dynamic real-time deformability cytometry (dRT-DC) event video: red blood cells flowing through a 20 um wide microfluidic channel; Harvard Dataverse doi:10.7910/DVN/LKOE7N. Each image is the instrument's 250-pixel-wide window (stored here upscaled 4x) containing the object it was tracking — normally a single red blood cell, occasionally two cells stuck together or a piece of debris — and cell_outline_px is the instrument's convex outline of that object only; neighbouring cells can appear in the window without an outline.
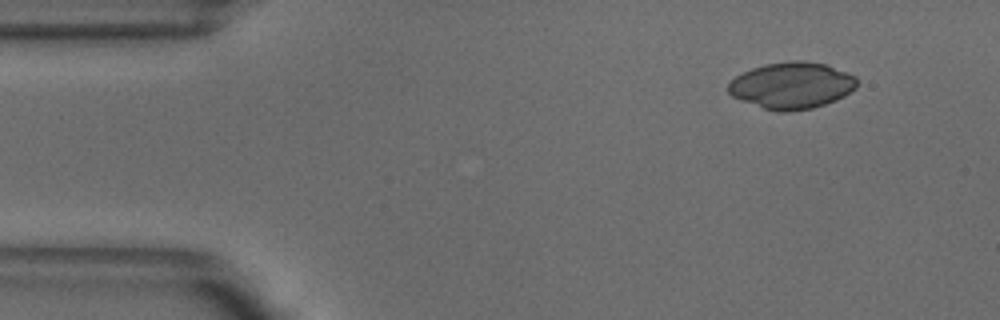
{"species": "common noctule bat (a hibernating species)", "species_latin": "Nyctalus noctula", "temperature_condition": "warm", "stored_images_in_passage": 47, "camera_frame_rate_fps": 3000, "um_per_image_px": 0.085, "animal": {"sex": "male", "body_mass_g": 18.8}, "frame": {"image": 1, "passage_image": 1, "time_ms": 0.0, "image_size_px": [1000, 320], "cell_outline_px": [[856, 88], [844, 96], [836, 100], [812, 108], [788, 112], [776, 112], [740, 100], [732, 96], [728, 92], [728, 84], [736, 76], [752, 68], [764, 64], [792, 60], [804, 60], [828, 64], [848, 72], [856, 76]], "centroid_in_image_um": [67.32, 7.25], "position_along_channel_um": 17.7, "area_um2": 35.14}}
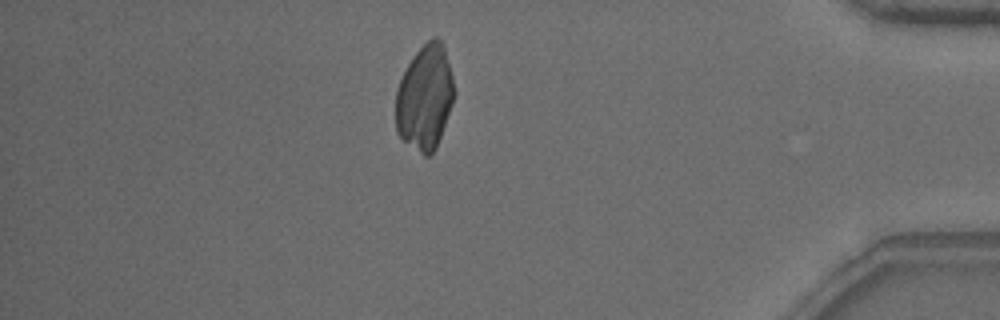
{"frame": {"image": 2, "passage_image": 40, "time_ms": 13.0, "image_size_px": [1000, 320], "cell_outline_px": [[456, 96], [436, 148], [428, 156], [424, 156], [404, 140], [396, 132], [396, 88], [412, 56], [432, 36], [436, 36], [440, 40], [444, 48], [452, 76], [456, 92]], "centroid_in_image_um": [36.13, 8.28], "position_along_channel_um": 399.1, "area_um2": 35.78}}
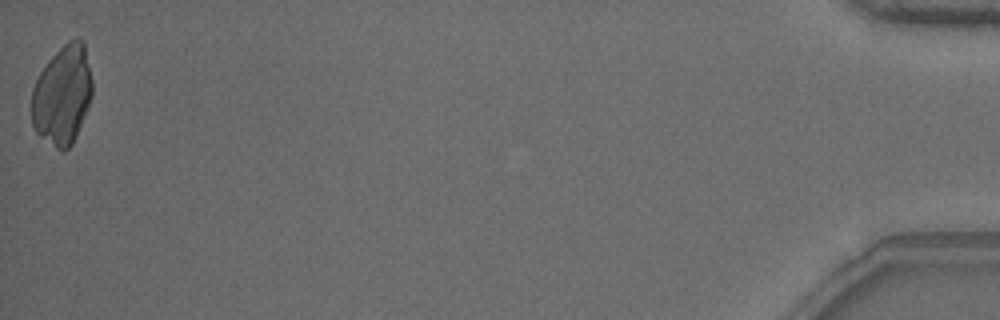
{"frame": {"image": 3, "passage_image": 47, "time_ms": 15.333, "image_size_px": [1000, 320], "cell_outline_px": [[92, 96], [76, 136], [72, 144], [64, 152], [60, 152], [40, 136], [36, 132], [32, 124], [28, 108], [32, 88], [40, 72], [48, 60], [68, 40], [76, 36], [80, 36], [84, 40], [92, 80]], "centroid_in_image_um": [5.27, 8.07], "position_along_channel_um": 429.9, "area_um2": 35.84}}